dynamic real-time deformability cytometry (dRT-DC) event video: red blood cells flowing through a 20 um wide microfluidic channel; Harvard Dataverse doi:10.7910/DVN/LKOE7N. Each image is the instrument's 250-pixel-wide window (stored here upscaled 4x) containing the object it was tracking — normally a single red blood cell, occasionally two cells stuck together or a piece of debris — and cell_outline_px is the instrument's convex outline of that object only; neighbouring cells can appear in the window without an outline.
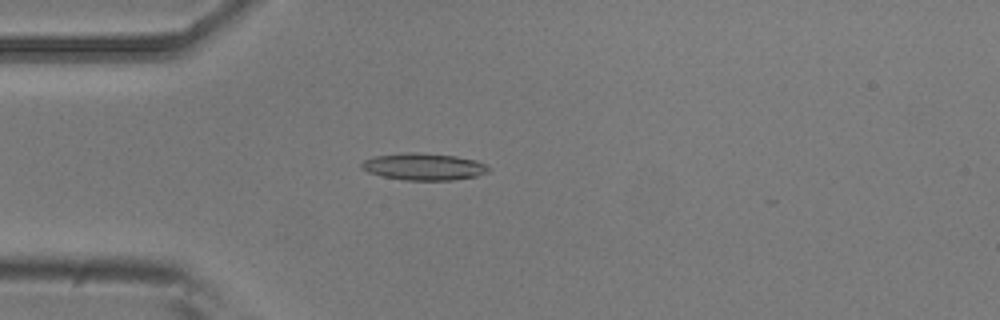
{"species": "common noctule bat (a hibernating species)", "species_latin": "Nyctalus noctula", "temperature_condition": "room temperature", "stored_images_in_passage": 3, "camera_frame_rate_fps": 3000, "um_per_image_px": 0.085, "animal": {"sex": "male", "body_mass_g": 20.5, "forearm_length_mm": 52.5}, "frame": {"image": 1, "passage_image": 3, "time_ms": 0.667, "image_size_px": [1000, 320], "cell_outline_px": [[488, 172], [476, 176], [452, 180], [404, 180], [384, 176], [368, 172], [360, 168], [360, 164], [364, 160], [376, 156], [408, 152], [416, 152], [456, 156], [476, 160], [484, 164], [488, 168]], "centroid_in_image_um": [36.0, 14.16], "position_along_channel_um": 49.0, "area_um2": 19.77}}